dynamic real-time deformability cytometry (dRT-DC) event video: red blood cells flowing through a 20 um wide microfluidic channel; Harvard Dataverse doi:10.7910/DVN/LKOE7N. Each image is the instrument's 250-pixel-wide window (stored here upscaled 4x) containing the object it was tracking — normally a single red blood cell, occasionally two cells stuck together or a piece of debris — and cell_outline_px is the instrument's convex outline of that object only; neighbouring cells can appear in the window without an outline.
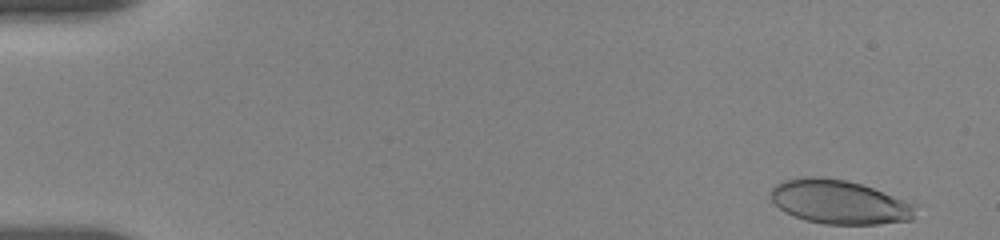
{"species": "human", "species_latin": "Homo sapiens", "temperature_condition": "room temperature", "stored_images_in_passage": 22, "camera_frame_rate_fps": 3000, "um_per_image_px": 0.085, "donor": {"sex": "female"}, "frame": {"image": 1, "passage_image": 1, "time_ms": 0.0, "image_size_px": [1000, 240], "cell_outline_px": [[920, 204], [912, 220], [876, 224], [824, 224], [804, 220], [784, 212], [772, 200], [768, 192], [776, 184], [784, 180], [800, 176], [824, 176], [848, 180]], "centroid_in_image_um": [71.36, 17.16], "position_along_channel_um": 13.6, "area_um2": 37.74}}
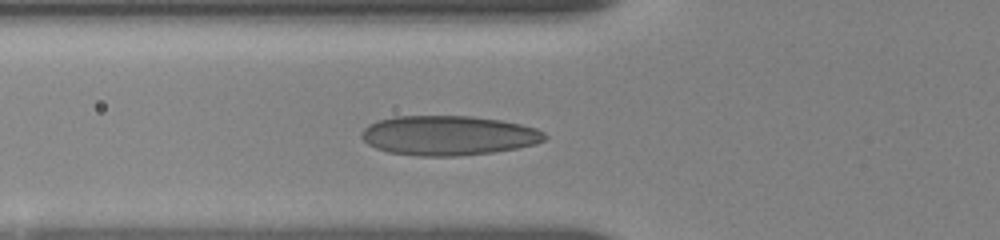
{"frame": {"image": 2, "passage_image": 17, "time_ms": 5.667, "image_size_px": [1000, 240], "cell_outline_px": [[548, 136], [544, 140], [536, 144], [516, 148], [492, 152], [456, 156], [420, 156], [388, 152], [376, 148], [368, 144], [360, 136], [360, 132], [368, 124], [376, 120], [392, 116], [472, 116], [500, 120], [520, 124], [536, 128], [544, 132]], "centroid_in_image_um": [38.08, 11.51], "position_along_channel_um": 87.7, "area_um2": 42.48}}
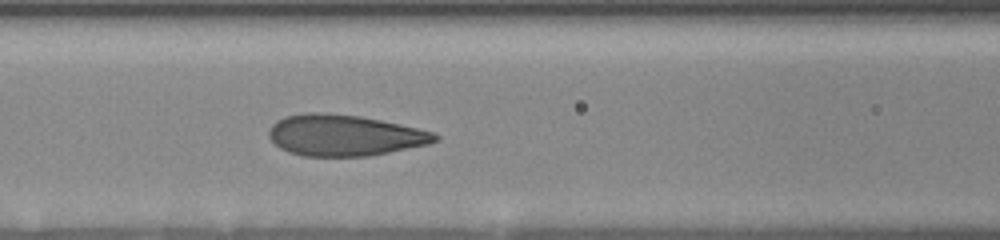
{"frame": {"image": 3, "passage_image": 22, "time_ms": 7.0, "image_size_px": [1000, 240], "cell_outline_px": [[440, 140], [428, 144], [368, 156], [300, 156], [288, 152], [280, 148], [268, 136], [268, 128], [276, 120], [284, 116], [304, 112], [324, 112], [360, 116], [380, 120], [416, 128], [432, 132], [440, 136]], "centroid_in_image_um": [29.22, 11.49], "position_along_channel_um": 137.4, "area_um2": 39.94}}